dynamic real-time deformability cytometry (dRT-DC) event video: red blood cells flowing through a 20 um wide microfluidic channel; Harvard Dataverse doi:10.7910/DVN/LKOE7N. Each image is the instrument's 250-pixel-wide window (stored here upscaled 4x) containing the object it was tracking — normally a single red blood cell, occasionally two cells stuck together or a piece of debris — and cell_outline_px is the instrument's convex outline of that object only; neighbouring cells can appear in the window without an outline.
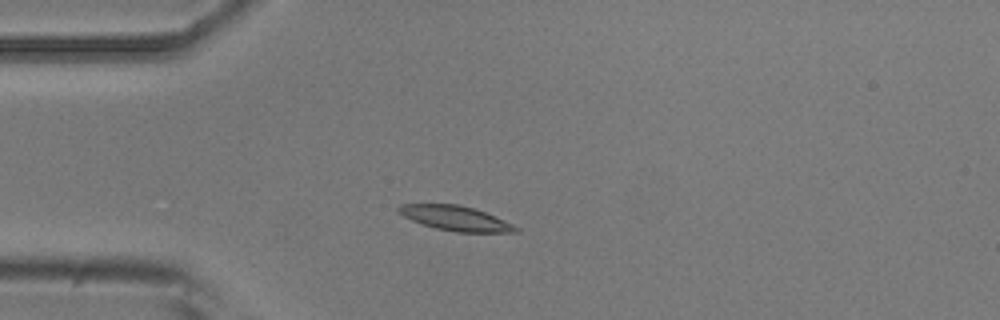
{"species": "common noctule bat (a hibernating species)", "species_latin": "Nyctalus noctula", "temperature_condition": "room temperature", "stored_images_in_passage": 3, "camera_frame_rate_fps": 3000, "um_per_image_px": 0.085, "animal": {"sex": "male", "body_mass_g": 20.5, "forearm_length_mm": 52.5}, "frame": {"image": 1, "passage_image": 3, "time_ms": 2.333, "image_size_px": [1000, 320], "cell_outline_px": [[520, 232], [456, 232], [436, 228], [412, 220], [396, 212], [396, 208], [400, 204], [456, 204], [472, 208], [484, 212], [504, 220], [520, 228]], "centroid_in_image_um": [38.71, 18.55], "position_along_channel_um": 46.3, "area_um2": 16.7}}